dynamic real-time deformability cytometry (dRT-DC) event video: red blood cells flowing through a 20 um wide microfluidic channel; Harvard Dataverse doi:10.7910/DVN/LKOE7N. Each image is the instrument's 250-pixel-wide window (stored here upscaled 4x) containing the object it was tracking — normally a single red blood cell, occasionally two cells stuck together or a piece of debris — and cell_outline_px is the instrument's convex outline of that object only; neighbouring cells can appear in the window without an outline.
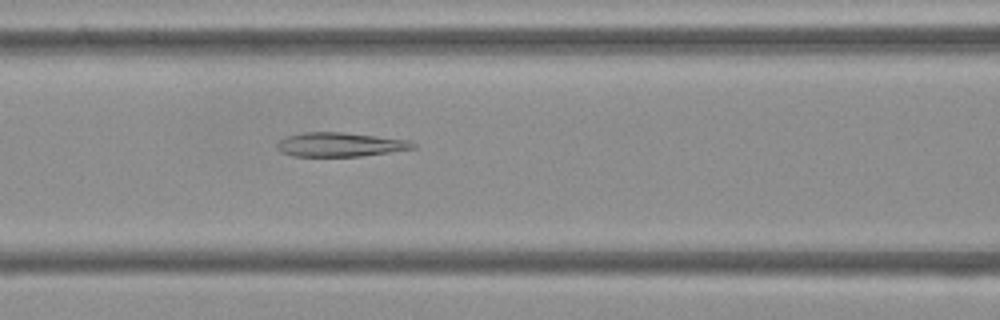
{"species": "Egyptian fruit bat (a non-hibernating species)", "species_latin": "Rousettus aegyptiacus", "temperature_condition": "cold", "stored_images_in_passage": 36, "camera_frame_rate_fps": 3000, "um_per_image_px": 0.085, "frame": {"image": 1, "passage_image": 15, "time_ms": 4.667, "image_size_px": [1000, 320], "cell_outline_px": [[416, 148], [360, 156], [292, 156], [280, 152], [276, 148], [276, 144], [280, 140], [288, 136], [304, 132], [344, 132], [408, 140], [416, 144]], "centroid_in_image_um": [28.87, 12.29], "position_along_channel_um": 137.7, "area_um2": 19.02}}
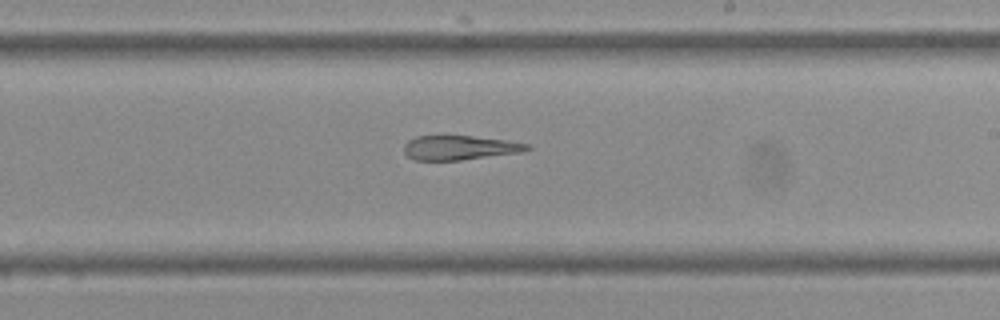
{"frame": {"image": 2, "passage_image": 24, "time_ms": 7.667, "image_size_px": [1000, 320], "cell_outline_px": [[532, 148], [524, 152], [460, 160], [416, 160], [408, 156], [404, 152], [404, 144], [408, 140], [416, 136], [472, 136], [504, 140], [532, 144]], "centroid_in_image_um": [39.11, 12.55], "position_along_channel_um": 249.9, "area_um2": 17.51}}
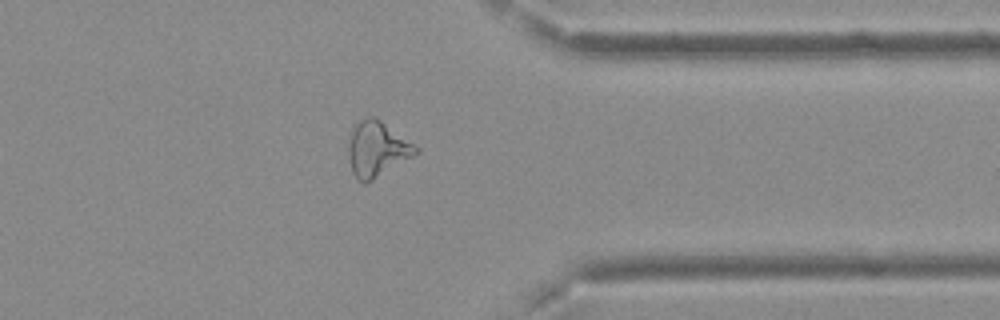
{"frame": {"image": 3, "passage_image": 35, "time_ms": 11.333, "image_size_px": [1000, 320], "cell_outline_px": [[420, 152], [372, 180], [364, 184], [352, 172], [348, 152], [348, 144], [352, 128], [360, 120], [368, 116], [376, 116], [420, 148]], "centroid_in_image_um": [32.06, 12.64], "position_along_channel_um": 379.3, "area_um2": 21.62}}